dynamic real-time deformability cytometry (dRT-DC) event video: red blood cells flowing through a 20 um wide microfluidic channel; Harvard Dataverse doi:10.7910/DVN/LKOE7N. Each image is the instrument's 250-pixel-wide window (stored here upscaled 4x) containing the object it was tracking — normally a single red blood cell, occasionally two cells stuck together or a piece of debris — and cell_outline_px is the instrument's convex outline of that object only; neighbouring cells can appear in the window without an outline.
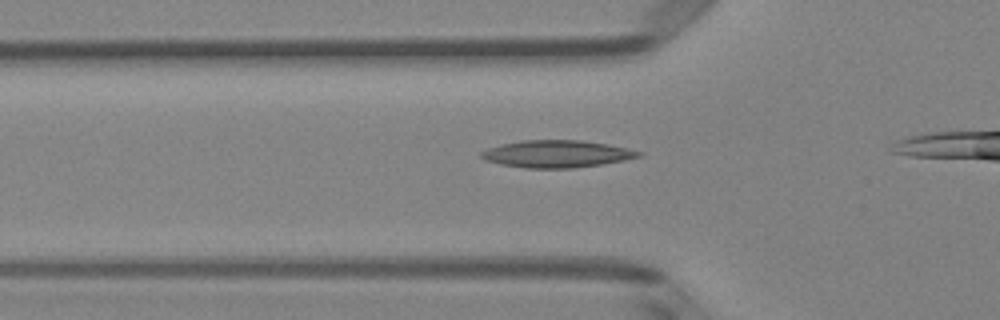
{"species": "Egyptian fruit bat (a non-hibernating species)", "species_latin": "Rousettus aegyptiacus", "temperature_condition": "room temperature", "stored_images_in_passage": 27, "camera_frame_rate_fps": 3000, "um_per_image_px": 0.085, "animal": {"sex": "female"}, "frame": {"image": 1, "passage_image": 3, "time_ms": 0.667, "image_size_px": [1000, 320], "cell_outline_px": [[644, 156], [624, 160], [600, 164], [572, 168], [524, 168], [500, 164], [484, 160], [480, 156], [480, 152], [488, 148], [500, 144], [520, 140], [580, 140], [608, 144], [628, 148], [644, 152]], "centroid_in_image_um": [47.32, 13.07], "position_along_channel_um": 78.5, "area_um2": 25.14}}
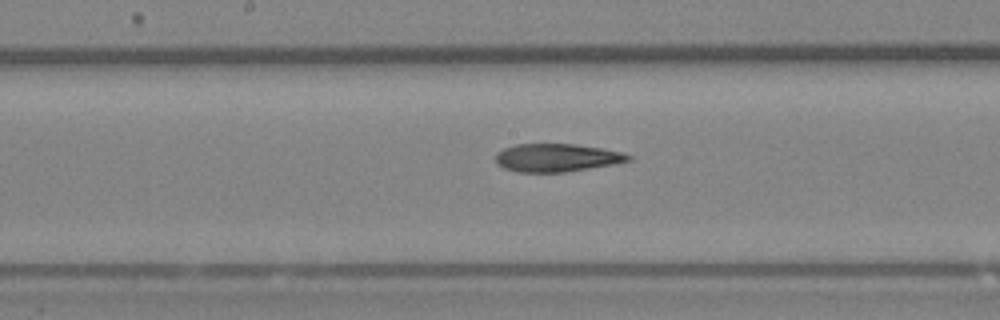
{"frame": {"image": 2, "passage_image": 12, "time_ms": 3.667, "image_size_px": [1000, 320], "cell_outline_px": [[632, 160], [612, 164], [564, 172], [516, 172], [504, 168], [496, 164], [496, 152], [504, 148], [516, 144], [576, 144], [600, 148], [620, 152], [632, 156]], "centroid_in_image_um": [47.27, 13.4], "position_along_channel_um": 200.9, "area_um2": 21.56}}
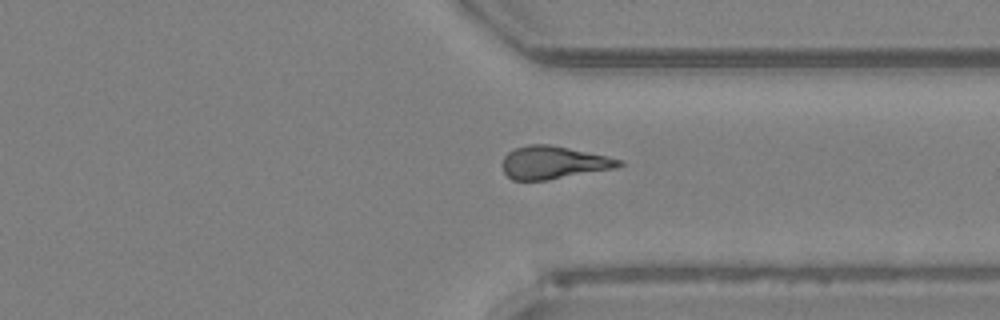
{"frame": {"image": 3, "passage_image": 24, "time_ms": 7.667, "image_size_px": [1000, 320], "cell_outline_px": [[624, 164], [616, 168], [548, 180], [512, 180], [504, 172], [500, 164], [504, 156], [508, 152], [516, 148], [528, 144], [548, 144], [608, 156], [624, 160]], "centroid_in_image_um": [47.04, 13.82], "position_along_channel_um": 364.4, "area_um2": 22.43}}